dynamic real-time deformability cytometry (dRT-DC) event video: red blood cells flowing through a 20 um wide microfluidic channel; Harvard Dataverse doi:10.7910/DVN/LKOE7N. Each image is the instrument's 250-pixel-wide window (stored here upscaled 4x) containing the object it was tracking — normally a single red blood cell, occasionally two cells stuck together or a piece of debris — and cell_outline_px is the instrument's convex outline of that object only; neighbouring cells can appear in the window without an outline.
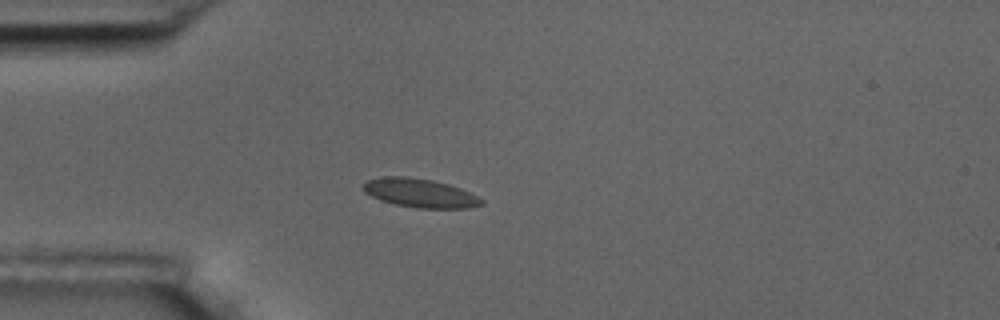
{"species": "common noctule bat (a hibernating species)", "species_latin": "Nyctalus noctula", "temperature_condition": "room temperature", "stored_images_in_passage": 12, "camera_frame_rate_fps": 3000, "um_per_image_px": 0.085, "animal": {"sex": "male", "body_mass_g": 17.5, "forearm_length_mm": 52.3}, "frame": {"image": 1, "passage_image": 3, "time_ms": 3.333, "image_size_px": [1000, 320], "cell_outline_px": [[484, 204], [468, 208], [416, 208], [396, 204], [380, 200], [364, 192], [364, 184], [368, 180], [384, 176], [408, 176], [432, 180], [448, 184], [460, 188], [484, 200]], "centroid_in_image_um": [35.7, 16.41], "position_along_channel_um": 49.3, "area_um2": 19.71}}
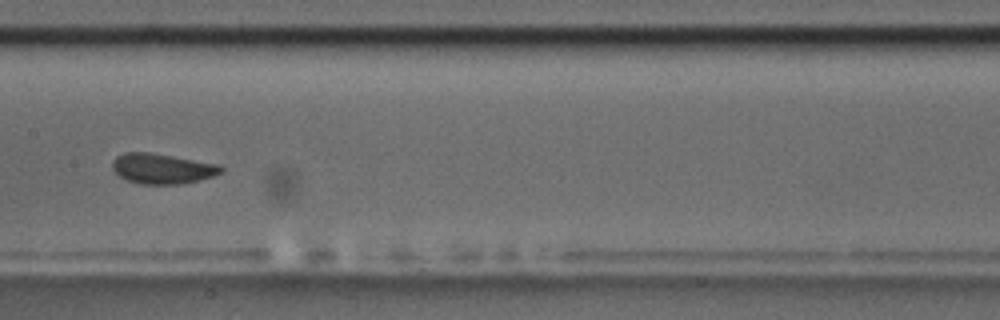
{"frame": {"image": 2, "passage_image": 7, "time_ms": 7.667, "image_size_px": [1000, 320], "cell_outline_px": [[224, 172], [200, 180], [180, 184], [140, 184], [128, 180], [120, 176], [112, 168], [112, 160], [116, 156], [124, 152], [148, 152], [220, 164], [224, 168]], "centroid_in_image_um": [13.8, 14.33], "position_along_channel_um": 193.6, "area_um2": 19.19}}
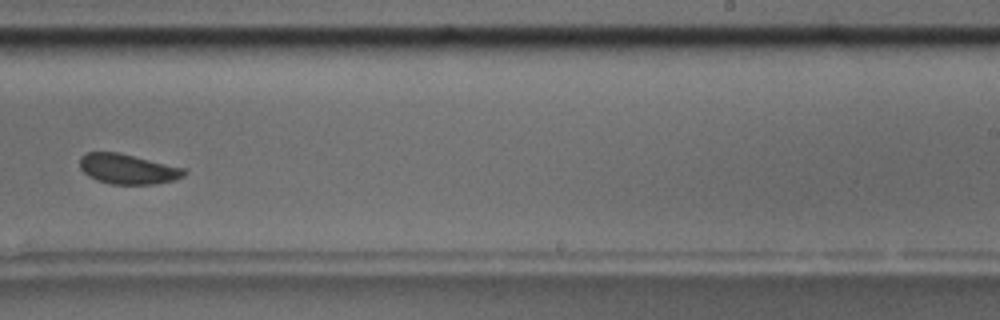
{"frame": {"image": 3, "passage_image": 9, "time_ms": 10.0, "image_size_px": [1000, 320], "cell_outline_px": [[188, 172], [184, 176], [176, 180], [156, 184], [112, 184], [96, 180], [88, 176], [80, 168], [80, 156], [88, 152], [120, 152], [184, 168]], "centroid_in_image_um": [10.88, 14.36], "position_along_channel_um": 278.1, "area_um2": 18.44}, "authors_computed_cell_mechanics": {"area_um2": 18.9584, "velocity_mm_per_s": 3.6354, "shape_relaxation_time_tau1_ms": 4.4406, "shape_relaxation_time_tau2_ms": 1.0553, "deformation_change_tau1": 0.0795, "deformation_change_tau2": 0.0613}}